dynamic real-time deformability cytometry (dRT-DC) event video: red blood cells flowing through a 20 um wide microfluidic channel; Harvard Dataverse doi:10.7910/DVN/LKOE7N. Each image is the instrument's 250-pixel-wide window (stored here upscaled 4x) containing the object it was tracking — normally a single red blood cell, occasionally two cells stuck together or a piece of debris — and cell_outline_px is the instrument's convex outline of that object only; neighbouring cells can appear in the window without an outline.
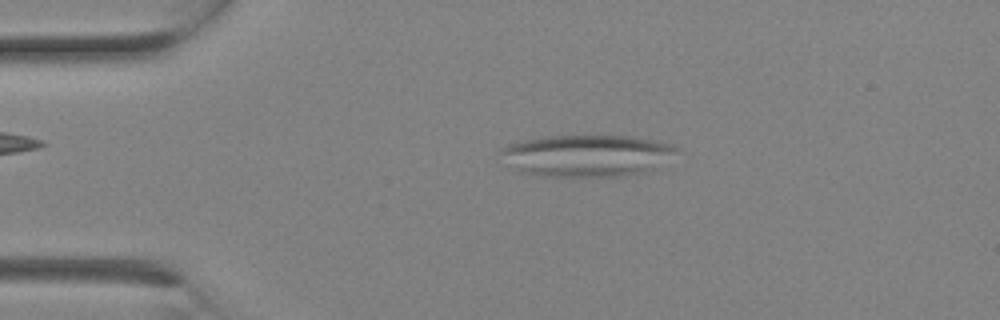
{"species": "Egyptian fruit bat (a non-hibernating species)", "species_latin": "Rousettus aegyptiacus", "temperature_condition": "room temperature", "stored_images_in_passage": 3, "camera_frame_rate_fps": 3000, "um_per_image_px": 0.085, "animal": {"sex": "female"}, "frame": {"image": 1, "passage_image": 3, "time_ms": 0.667, "image_size_px": [1000, 320], "cell_outline_px": [[676, 148], [644, 172], [624, 176], [544, 176], [520, 172], [512, 168], [500, 152], [500, 148], [508, 144], [540, 136], [632, 136], [676, 144]], "centroid_in_image_um": [49.75, 13.21], "position_along_channel_um": 35.3, "area_um2": 42.02}}